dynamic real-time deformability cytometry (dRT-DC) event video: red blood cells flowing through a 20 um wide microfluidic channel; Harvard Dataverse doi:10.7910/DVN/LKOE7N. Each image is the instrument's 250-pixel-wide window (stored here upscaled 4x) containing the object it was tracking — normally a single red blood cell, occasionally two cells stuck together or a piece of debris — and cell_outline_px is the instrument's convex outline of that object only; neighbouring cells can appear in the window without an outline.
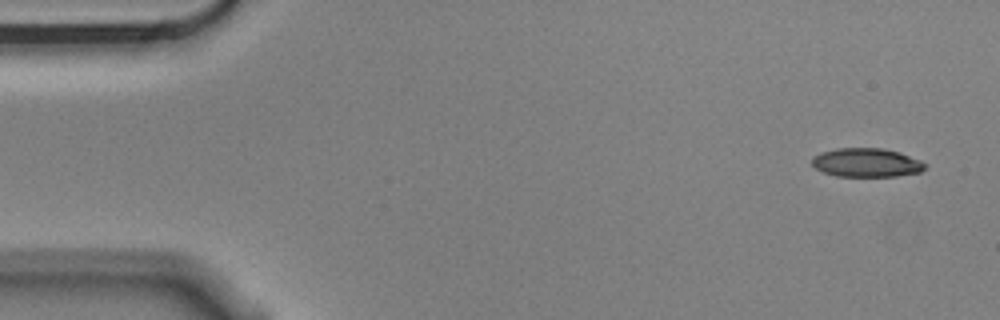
{"species": "Egyptian fruit bat (a non-hibernating species)", "species_latin": "Rousettus aegyptiacus", "temperature_condition": "cold", "stored_images_in_passage": 4, "camera_frame_rate_fps": 3000, "um_per_image_px": 0.085, "animal": {"sex": "male"}, "frame": {"image": 1, "passage_image": 1, "time_ms": 0.0, "image_size_px": [1000, 320], "cell_outline_px": [[928, 164], [920, 172], [896, 176], [836, 176], [824, 172], [816, 168], [812, 164], [812, 156], [820, 152], [836, 148], [880, 148], [900, 152], [920, 160]], "centroid_in_image_um": [73.64, 13.81], "position_along_channel_um": 11.4, "area_um2": 19.02}}